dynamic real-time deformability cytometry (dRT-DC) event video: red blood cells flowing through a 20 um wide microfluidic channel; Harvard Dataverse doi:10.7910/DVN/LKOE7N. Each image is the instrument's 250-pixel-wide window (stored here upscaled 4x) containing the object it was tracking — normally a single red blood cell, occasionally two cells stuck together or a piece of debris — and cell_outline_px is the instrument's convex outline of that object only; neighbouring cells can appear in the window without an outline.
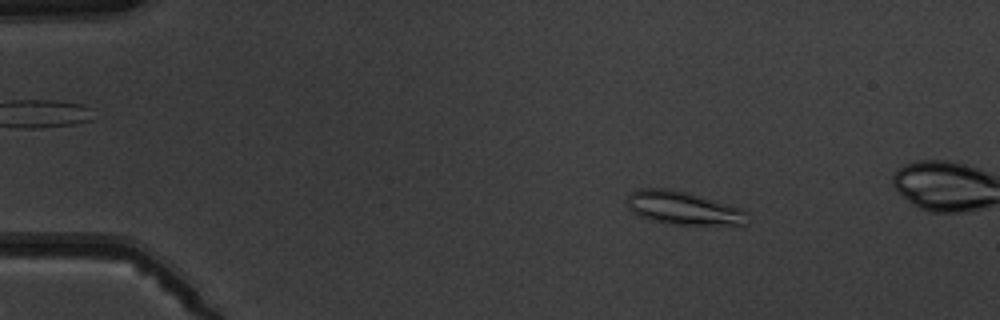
{"species": "common noctule bat (a hibernating species)", "species_latin": "Nyctalus noctula", "temperature_condition": "warm", "stored_images_in_passage": 4, "camera_frame_rate_fps": 3000, "um_per_image_px": 0.085, "animal": {"sex": "male", "body_mass_g": 19.5, "forearm_length_mm": 54.6}, "frame": {"image": 1, "passage_image": 2, "time_ms": 2.0, "image_size_px": [1000, 320], "cell_outline_px": [[748, 224], [672, 224], [652, 220], [640, 216], [632, 212], [628, 208], [628, 196], [632, 192], [640, 188], [668, 188], [688, 192], [740, 208], [748, 212]], "centroid_in_image_um": [58.07, 17.67], "position_along_channel_um": 26.9, "area_um2": 23.06}}